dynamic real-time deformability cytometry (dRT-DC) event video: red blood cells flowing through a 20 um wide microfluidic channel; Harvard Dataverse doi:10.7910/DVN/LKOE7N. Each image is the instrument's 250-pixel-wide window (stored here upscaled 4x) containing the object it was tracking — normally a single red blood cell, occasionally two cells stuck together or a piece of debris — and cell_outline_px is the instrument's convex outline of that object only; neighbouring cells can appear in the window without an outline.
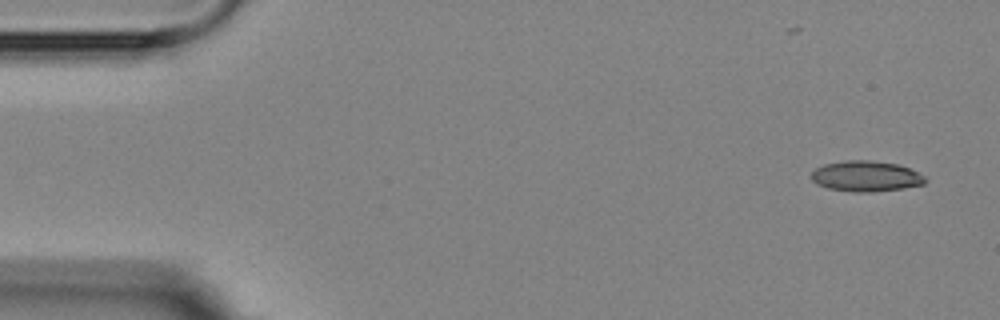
{"species": "Egyptian fruit bat (a non-hibernating species)", "species_latin": "Rousettus aegyptiacus", "temperature_condition": "room temperature", "stored_images_in_passage": 5, "camera_frame_rate_fps": 3000, "um_per_image_px": 0.085, "animal": {"sex": "female"}, "frame": {"image": 1, "passage_image": 1, "time_ms": 0.0, "image_size_px": [1000, 320], "cell_outline_px": [[928, 180], [924, 184], [904, 188], [872, 192], [852, 192], [828, 188], [816, 184], [808, 176], [816, 168], [824, 164], [844, 160], [868, 160], [896, 164], [908, 168], [924, 176]], "centroid_in_image_um": [73.56, 14.98], "position_along_channel_um": 11.4, "area_um2": 20.4}}
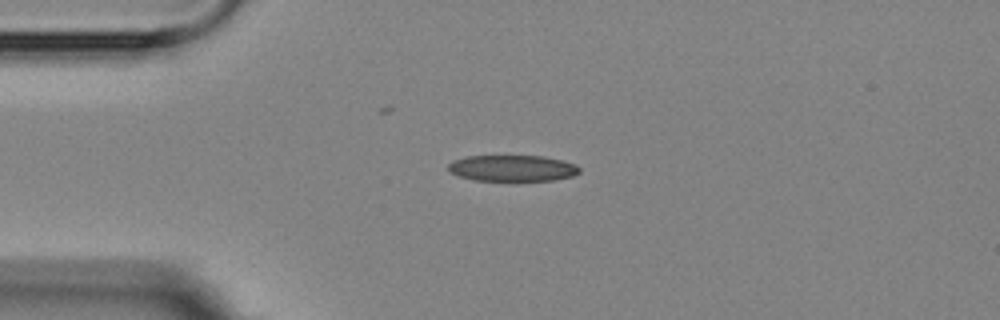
{"frame": {"image": 2, "passage_image": 4, "time_ms": 3.333, "image_size_px": [1000, 320], "cell_outline_px": [[580, 172], [572, 176], [552, 180], [516, 184], [512, 184], [476, 180], [460, 176], [448, 172], [448, 164], [456, 160], [468, 156], [544, 156], [560, 160], [572, 164], [580, 168]], "centroid_in_image_um": [43.55, 14.35], "position_along_channel_um": 41.5, "area_um2": 20.81}}